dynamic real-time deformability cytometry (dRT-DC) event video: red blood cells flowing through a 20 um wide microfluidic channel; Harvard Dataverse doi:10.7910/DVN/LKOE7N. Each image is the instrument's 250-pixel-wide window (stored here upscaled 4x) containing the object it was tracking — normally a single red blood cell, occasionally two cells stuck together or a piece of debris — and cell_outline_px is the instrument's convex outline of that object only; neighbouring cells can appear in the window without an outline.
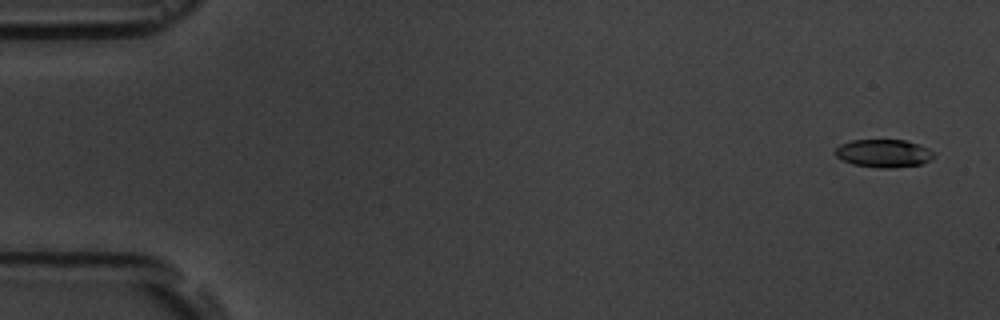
{"species": "common noctule bat (a hibernating species)", "species_latin": "Nyctalus noctula", "temperature_condition": "room temperature", "stored_images_in_passage": 5, "camera_frame_rate_fps": 3000, "um_per_image_px": 0.085, "animal": {"sex": "male", "body_mass_g": 19.5, "forearm_length_mm": 54.6}, "frame": {"image": 1, "passage_image": 1, "time_ms": 0.0, "image_size_px": [1000, 320], "cell_outline_px": [[936, 156], [920, 164], [892, 168], [880, 168], [852, 164], [836, 156], [836, 148], [840, 144], [852, 140], [904, 140], [920, 144], [936, 152]], "centroid_in_image_um": [75.15, 13.03], "position_along_channel_um": 9.9, "area_um2": 16.07}}
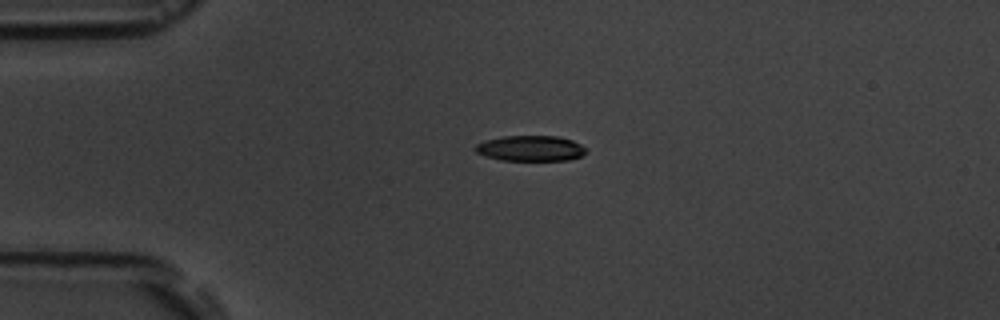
{"frame": {"image": 2, "passage_image": 4, "time_ms": 3.667, "image_size_px": [1000, 320], "cell_outline_px": [[588, 152], [580, 156], [568, 160], [500, 160], [484, 156], [476, 152], [476, 144], [484, 140], [504, 136], [556, 136], [572, 140], [588, 148]], "centroid_in_image_um": [45.11, 12.61], "position_along_channel_um": 39.9, "area_um2": 16.53}}